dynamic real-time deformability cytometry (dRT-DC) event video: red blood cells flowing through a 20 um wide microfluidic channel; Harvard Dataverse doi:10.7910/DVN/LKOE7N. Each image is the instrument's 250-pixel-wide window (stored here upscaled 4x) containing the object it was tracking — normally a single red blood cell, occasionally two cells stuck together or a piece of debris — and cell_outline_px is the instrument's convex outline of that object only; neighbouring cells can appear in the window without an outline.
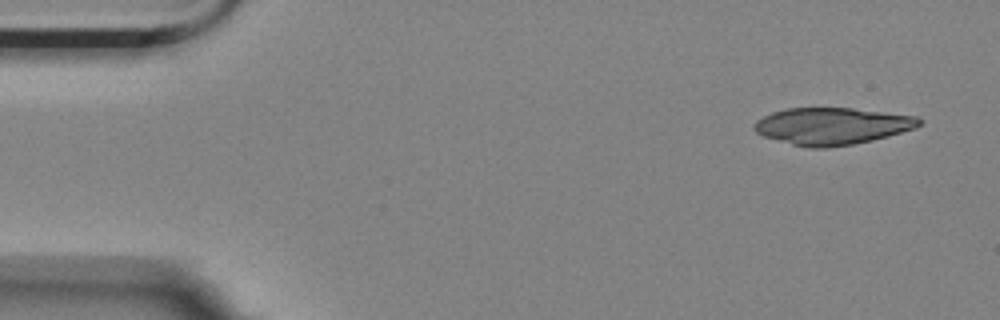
{"species": "Egyptian fruit bat (a non-hibernating species)", "species_latin": "Rousettus aegyptiacus", "temperature_condition": "room temperature", "stored_images_in_passage": 3, "camera_frame_rate_fps": 3000, "um_per_image_px": 0.085, "animal": {"sex": "female"}, "frame": {"image": 1, "passage_image": 1, "time_ms": 0.0, "image_size_px": [1000, 320], "cell_outline_px": [[924, 120], [916, 128], [888, 136], [872, 140], [852, 144], [828, 148], [812, 148], [792, 144], [764, 136], [756, 132], [756, 120], [772, 112], [788, 108], [852, 108], [916, 116]], "centroid_in_image_um": [70.76, 10.71], "position_along_channel_um": 14.2, "area_um2": 35.26}}